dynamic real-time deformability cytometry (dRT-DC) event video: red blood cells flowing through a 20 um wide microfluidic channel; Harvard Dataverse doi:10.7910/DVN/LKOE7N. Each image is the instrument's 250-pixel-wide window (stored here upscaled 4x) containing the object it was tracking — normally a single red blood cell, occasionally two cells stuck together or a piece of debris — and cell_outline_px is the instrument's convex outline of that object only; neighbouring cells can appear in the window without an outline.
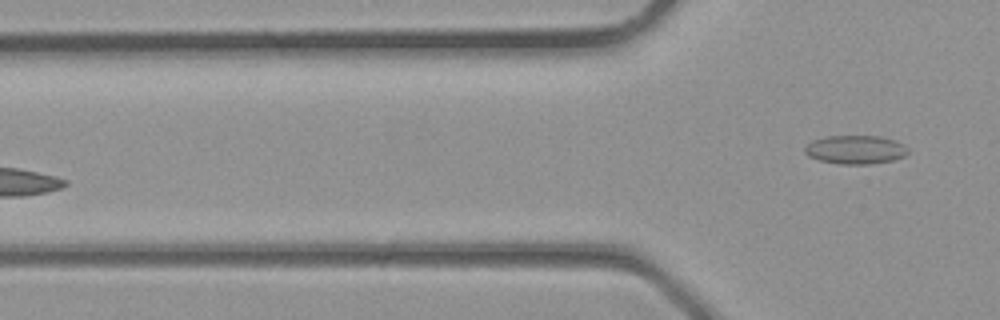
{"species": "common noctule bat (a hibernating species)", "species_latin": "Nyctalus noctula", "temperature_condition": "room temperature", "stored_images_in_passage": 3, "camera_frame_rate_fps": 3000, "um_per_image_px": 0.085, "animal": {"sex": "male", "body_mass_g": 23.1, "forearm_length_mm": 52.7}, "frame": {"image": 1, "passage_image": 3, "time_ms": 0.667, "image_size_px": [1000, 320], "cell_outline_px": [[908, 152], [904, 156], [892, 160], [872, 164], [840, 164], [820, 160], [808, 156], [804, 152], [804, 148], [812, 140], [824, 136], [880, 136], [896, 140], [904, 144], [908, 148]], "centroid_in_image_um": [72.72, 12.71], "position_along_channel_um": 53.1, "area_um2": 17.34}}